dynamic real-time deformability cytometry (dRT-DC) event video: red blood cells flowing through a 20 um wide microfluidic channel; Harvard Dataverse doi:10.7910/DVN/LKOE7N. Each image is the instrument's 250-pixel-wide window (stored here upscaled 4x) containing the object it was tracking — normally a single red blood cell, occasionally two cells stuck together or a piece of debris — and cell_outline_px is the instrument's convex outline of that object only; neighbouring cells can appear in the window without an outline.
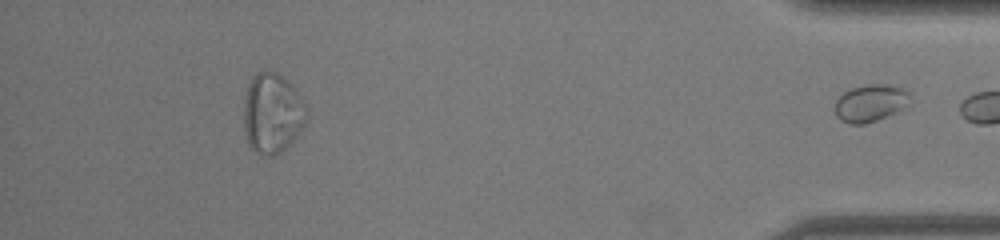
{"species": "common noctule bat (a hibernating species)", "species_latin": "Nyctalus noctula", "temperature_condition": "warm", "stored_images_in_passage": 37, "segment_of_instrument_passage": [3, 3], "camera_frame_rate_fps": 3000, "um_per_image_px": 0.085, "animal": {"sex": "male", "body_mass_g": 19.0, "forearm_length_mm": 50.8}, "frame": {"image": 1, "passage_image": 37, "time_ms": 12.0, "image_size_px": [1000, 240], "cell_outline_px": [[912, 100], [908, 104], [876, 120], [864, 124], [848, 124], [840, 120], [836, 116], [836, 100], [844, 92], [852, 88], [864, 84], [888, 84], [904, 88], [908, 92]], "centroid_in_image_um": [73.97, 8.74], "position_along_channel_um": 361.2, "area_um2": 16.13}}